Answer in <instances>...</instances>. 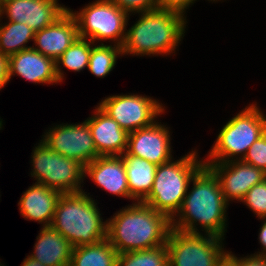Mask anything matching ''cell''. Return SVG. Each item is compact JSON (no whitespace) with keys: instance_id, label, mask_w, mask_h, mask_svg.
I'll list each match as a JSON object with an SVG mask.
<instances>
[{"instance_id":"cell-17","label":"cell","mask_w":266,"mask_h":266,"mask_svg":"<svg viewBox=\"0 0 266 266\" xmlns=\"http://www.w3.org/2000/svg\"><path fill=\"white\" fill-rule=\"evenodd\" d=\"M9 81L13 75L33 83H59L55 61L32 47L9 56Z\"/></svg>"},{"instance_id":"cell-30","label":"cell","mask_w":266,"mask_h":266,"mask_svg":"<svg viewBox=\"0 0 266 266\" xmlns=\"http://www.w3.org/2000/svg\"><path fill=\"white\" fill-rule=\"evenodd\" d=\"M196 0H156L158 8L185 14L187 8Z\"/></svg>"},{"instance_id":"cell-21","label":"cell","mask_w":266,"mask_h":266,"mask_svg":"<svg viewBox=\"0 0 266 266\" xmlns=\"http://www.w3.org/2000/svg\"><path fill=\"white\" fill-rule=\"evenodd\" d=\"M122 158L125 163L126 176L128 181L129 199L143 202L151 192L157 165L145 159H141L127 152Z\"/></svg>"},{"instance_id":"cell-26","label":"cell","mask_w":266,"mask_h":266,"mask_svg":"<svg viewBox=\"0 0 266 266\" xmlns=\"http://www.w3.org/2000/svg\"><path fill=\"white\" fill-rule=\"evenodd\" d=\"M117 266H169L166 244L151 249L120 253Z\"/></svg>"},{"instance_id":"cell-6","label":"cell","mask_w":266,"mask_h":266,"mask_svg":"<svg viewBox=\"0 0 266 266\" xmlns=\"http://www.w3.org/2000/svg\"><path fill=\"white\" fill-rule=\"evenodd\" d=\"M265 132L266 115L257 104H249L223 126L204 162L242 160L252 144Z\"/></svg>"},{"instance_id":"cell-11","label":"cell","mask_w":266,"mask_h":266,"mask_svg":"<svg viewBox=\"0 0 266 266\" xmlns=\"http://www.w3.org/2000/svg\"><path fill=\"white\" fill-rule=\"evenodd\" d=\"M42 142L54 152L74 159L83 166L99 157L86 120L82 124L62 123L49 128Z\"/></svg>"},{"instance_id":"cell-12","label":"cell","mask_w":266,"mask_h":266,"mask_svg":"<svg viewBox=\"0 0 266 266\" xmlns=\"http://www.w3.org/2000/svg\"><path fill=\"white\" fill-rule=\"evenodd\" d=\"M218 178L225 200L241 201L248 190L266 179V173L243 160H231L224 163L204 162Z\"/></svg>"},{"instance_id":"cell-3","label":"cell","mask_w":266,"mask_h":266,"mask_svg":"<svg viewBox=\"0 0 266 266\" xmlns=\"http://www.w3.org/2000/svg\"><path fill=\"white\" fill-rule=\"evenodd\" d=\"M121 47L122 55H169L184 37L186 17L178 12L157 8L140 12ZM174 51V52H173Z\"/></svg>"},{"instance_id":"cell-19","label":"cell","mask_w":266,"mask_h":266,"mask_svg":"<svg viewBox=\"0 0 266 266\" xmlns=\"http://www.w3.org/2000/svg\"><path fill=\"white\" fill-rule=\"evenodd\" d=\"M62 193L39 183H34L21 196L18 203L24 219L50 226Z\"/></svg>"},{"instance_id":"cell-7","label":"cell","mask_w":266,"mask_h":266,"mask_svg":"<svg viewBox=\"0 0 266 266\" xmlns=\"http://www.w3.org/2000/svg\"><path fill=\"white\" fill-rule=\"evenodd\" d=\"M76 20L79 37L95 43L106 40L122 47L129 14L109 0H96L81 11L67 8ZM77 12V13H76Z\"/></svg>"},{"instance_id":"cell-8","label":"cell","mask_w":266,"mask_h":266,"mask_svg":"<svg viewBox=\"0 0 266 266\" xmlns=\"http://www.w3.org/2000/svg\"><path fill=\"white\" fill-rule=\"evenodd\" d=\"M31 176L39 184L60 193L83 192L84 166L51 150L42 140L31 155Z\"/></svg>"},{"instance_id":"cell-4","label":"cell","mask_w":266,"mask_h":266,"mask_svg":"<svg viewBox=\"0 0 266 266\" xmlns=\"http://www.w3.org/2000/svg\"><path fill=\"white\" fill-rule=\"evenodd\" d=\"M87 192L61 194L51 227L60 232L73 247L91 245L107 238L97 203Z\"/></svg>"},{"instance_id":"cell-20","label":"cell","mask_w":266,"mask_h":266,"mask_svg":"<svg viewBox=\"0 0 266 266\" xmlns=\"http://www.w3.org/2000/svg\"><path fill=\"white\" fill-rule=\"evenodd\" d=\"M29 255L45 266H70L73 246L51 226L42 227Z\"/></svg>"},{"instance_id":"cell-29","label":"cell","mask_w":266,"mask_h":266,"mask_svg":"<svg viewBox=\"0 0 266 266\" xmlns=\"http://www.w3.org/2000/svg\"><path fill=\"white\" fill-rule=\"evenodd\" d=\"M115 3L122 10L130 13L152 11L158 8L156 0H109Z\"/></svg>"},{"instance_id":"cell-16","label":"cell","mask_w":266,"mask_h":266,"mask_svg":"<svg viewBox=\"0 0 266 266\" xmlns=\"http://www.w3.org/2000/svg\"><path fill=\"white\" fill-rule=\"evenodd\" d=\"M86 121L99 156H121L126 152L128 133L98 105Z\"/></svg>"},{"instance_id":"cell-24","label":"cell","mask_w":266,"mask_h":266,"mask_svg":"<svg viewBox=\"0 0 266 266\" xmlns=\"http://www.w3.org/2000/svg\"><path fill=\"white\" fill-rule=\"evenodd\" d=\"M86 38L78 37L72 45L55 61L56 74L59 82L64 78V72L61 66L74 72H80L88 68V62L91 54V44H94ZM62 64V65H60Z\"/></svg>"},{"instance_id":"cell-35","label":"cell","mask_w":266,"mask_h":266,"mask_svg":"<svg viewBox=\"0 0 266 266\" xmlns=\"http://www.w3.org/2000/svg\"><path fill=\"white\" fill-rule=\"evenodd\" d=\"M219 266H235L227 257Z\"/></svg>"},{"instance_id":"cell-1","label":"cell","mask_w":266,"mask_h":266,"mask_svg":"<svg viewBox=\"0 0 266 266\" xmlns=\"http://www.w3.org/2000/svg\"><path fill=\"white\" fill-rule=\"evenodd\" d=\"M191 182V191L186 193L179 212L171 220L172 229L200 233L196 227L199 223L205 234L224 238L229 203L222 194L218 178L204 165Z\"/></svg>"},{"instance_id":"cell-9","label":"cell","mask_w":266,"mask_h":266,"mask_svg":"<svg viewBox=\"0 0 266 266\" xmlns=\"http://www.w3.org/2000/svg\"><path fill=\"white\" fill-rule=\"evenodd\" d=\"M222 240L211 234L171 229L166 243L169 266H219L228 254Z\"/></svg>"},{"instance_id":"cell-33","label":"cell","mask_w":266,"mask_h":266,"mask_svg":"<svg viewBox=\"0 0 266 266\" xmlns=\"http://www.w3.org/2000/svg\"><path fill=\"white\" fill-rule=\"evenodd\" d=\"M261 220L264 219L261 228H260V232L258 235V239H259V243L262 246L261 252H256L257 254H252V256H263L266 257V218H260Z\"/></svg>"},{"instance_id":"cell-2","label":"cell","mask_w":266,"mask_h":266,"mask_svg":"<svg viewBox=\"0 0 266 266\" xmlns=\"http://www.w3.org/2000/svg\"><path fill=\"white\" fill-rule=\"evenodd\" d=\"M106 221L107 239L118 254L165 245L172 229L166 215L137 201Z\"/></svg>"},{"instance_id":"cell-15","label":"cell","mask_w":266,"mask_h":266,"mask_svg":"<svg viewBox=\"0 0 266 266\" xmlns=\"http://www.w3.org/2000/svg\"><path fill=\"white\" fill-rule=\"evenodd\" d=\"M78 37L76 20L67 9L51 25L35 32L32 48L56 61Z\"/></svg>"},{"instance_id":"cell-32","label":"cell","mask_w":266,"mask_h":266,"mask_svg":"<svg viewBox=\"0 0 266 266\" xmlns=\"http://www.w3.org/2000/svg\"><path fill=\"white\" fill-rule=\"evenodd\" d=\"M9 57L0 53V90L9 82Z\"/></svg>"},{"instance_id":"cell-5","label":"cell","mask_w":266,"mask_h":266,"mask_svg":"<svg viewBox=\"0 0 266 266\" xmlns=\"http://www.w3.org/2000/svg\"><path fill=\"white\" fill-rule=\"evenodd\" d=\"M198 157L194 150L179 160L157 165L151 192L143 203L172 220L182 206L192 178L205 165Z\"/></svg>"},{"instance_id":"cell-27","label":"cell","mask_w":266,"mask_h":266,"mask_svg":"<svg viewBox=\"0 0 266 266\" xmlns=\"http://www.w3.org/2000/svg\"><path fill=\"white\" fill-rule=\"evenodd\" d=\"M260 219L266 218V179L251 187L240 201Z\"/></svg>"},{"instance_id":"cell-36","label":"cell","mask_w":266,"mask_h":266,"mask_svg":"<svg viewBox=\"0 0 266 266\" xmlns=\"http://www.w3.org/2000/svg\"><path fill=\"white\" fill-rule=\"evenodd\" d=\"M3 122H2V119L0 118V130L2 129V124Z\"/></svg>"},{"instance_id":"cell-10","label":"cell","mask_w":266,"mask_h":266,"mask_svg":"<svg viewBox=\"0 0 266 266\" xmlns=\"http://www.w3.org/2000/svg\"><path fill=\"white\" fill-rule=\"evenodd\" d=\"M98 106L127 133L152 125L165 109L156 99L138 94L105 97Z\"/></svg>"},{"instance_id":"cell-28","label":"cell","mask_w":266,"mask_h":266,"mask_svg":"<svg viewBox=\"0 0 266 266\" xmlns=\"http://www.w3.org/2000/svg\"><path fill=\"white\" fill-rule=\"evenodd\" d=\"M242 160L266 173V132L252 144Z\"/></svg>"},{"instance_id":"cell-31","label":"cell","mask_w":266,"mask_h":266,"mask_svg":"<svg viewBox=\"0 0 266 266\" xmlns=\"http://www.w3.org/2000/svg\"><path fill=\"white\" fill-rule=\"evenodd\" d=\"M227 258L235 266H266V257L263 256H252L238 258L232 252H228Z\"/></svg>"},{"instance_id":"cell-22","label":"cell","mask_w":266,"mask_h":266,"mask_svg":"<svg viewBox=\"0 0 266 266\" xmlns=\"http://www.w3.org/2000/svg\"><path fill=\"white\" fill-rule=\"evenodd\" d=\"M118 255L106 238L91 245L73 247L70 266H117Z\"/></svg>"},{"instance_id":"cell-25","label":"cell","mask_w":266,"mask_h":266,"mask_svg":"<svg viewBox=\"0 0 266 266\" xmlns=\"http://www.w3.org/2000/svg\"><path fill=\"white\" fill-rule=\"evenodd\" d=\"M92 44L88 62V70L97 78H104L115 67L117 57L122 55V49L117 45Z\"/></svg>"},{"instance_id":"cell-14","label":"cell","mask_w":266,"mask_h":266,"mask_svg":"<svg viewBox=\"0 0 266 266\" xmlns=\"http://www.w3.org/2000/svg\"><path fill=\"white\" fill-rule=\"evenodd\" d=\"M66 10L57 0H7L1 4L0 19L6 15L9 21L24 23L37 32L51 25Z\"/></svg>"},{"instance_id":"cell-34","label":"cell","mask_w":266,"mask_h":266,"mask_svg":"<svg viewBox=\"0 0 266 266\" xmlns=\"http://www.w3.org/2000/svg\"><path fill=\"white\" fill-rule=\"evenodd\" d=\"M21 266H45V265L39 263L36 259L28 255L27 258L23 260Z\"/></svg>"},{"instance_id":"cell-23","label":"cell","mask_w":266,"mask_h":266,"mask_svg":"<svg viewBox=\"0 0 266 266\" xmlns=\"http://www.w3.org/2000/svg\"><path fill=\"white\" fill-rule=\"evenodd\" d=\"M1 21V20H0ZM35 31L24 23L8 21L0 24V53L11 56L24 49L30 40H34Z\"/></svg>"},{"instance_id":"cell-18","label":"cell","mask_w":266,"mask_h":266,"mask_svg":"<svg viewBox=\"0 0 266 266\" xmlns=\"http://www.w3.org/2000/svg\"><path fill=\"white\" fill-rule=\"evenodd\" d=\"M90 176L106 192L129 199L128 181L122 156H99L84 166V177Z\"/></svg>"},{"instance_id":"cell-13","label":"cell","mask_w":266,"mask_h":266,"mask_svg":"<svg viewBox=\"0 0 266 266\" xmlns=\"http://www.w3.org/2000/svg\"><path fill=\"white\" fill-rule=\"evenodd\" d=\"M168 127L155 121L152 125L128 133L126 152L156 165L172 160Z\"/></svg>"}]
</instances>
